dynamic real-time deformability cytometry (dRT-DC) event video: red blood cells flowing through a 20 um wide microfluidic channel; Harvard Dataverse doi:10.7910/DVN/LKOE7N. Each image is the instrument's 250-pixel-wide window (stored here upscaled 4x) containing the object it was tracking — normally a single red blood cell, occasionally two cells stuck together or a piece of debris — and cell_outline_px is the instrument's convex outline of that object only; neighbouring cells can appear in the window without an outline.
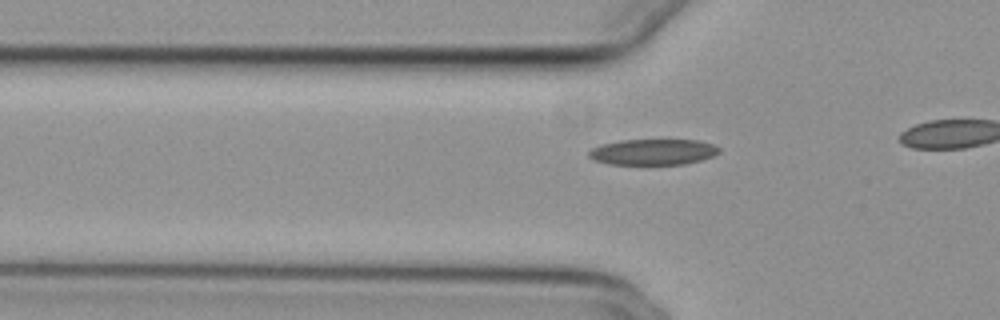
{"species": "common noctule bat (a hibernating species)", "species_latin": "Nyctalus noctula", "temperature_condition": "cold", "stored_images_in_passage": 8, "camera_frame_rate_fps": 3000, "um_per_image_px": 0.085, "animal": {"sex": "female", "body_mass_g": 29.2, "forearm_length_mm": 56.3}, "frame": {"image": 1, "passage_image": 2, "time_ms": 0.333, "image_size_px": [1000, 320], "cell_outline_px": [[720, 152], [712, 156], [700, 160], [684, 164], [608, 164], [592, 160], [588, 156], [588, 152], [592, 148], [604, 144], [620, 140], [700, 140], [712, 144], [720, 148]], "centroid_in_image_um": [55.5, 12.92], "position_along_channel_um": 70.3, "area_um2": 19.59}}
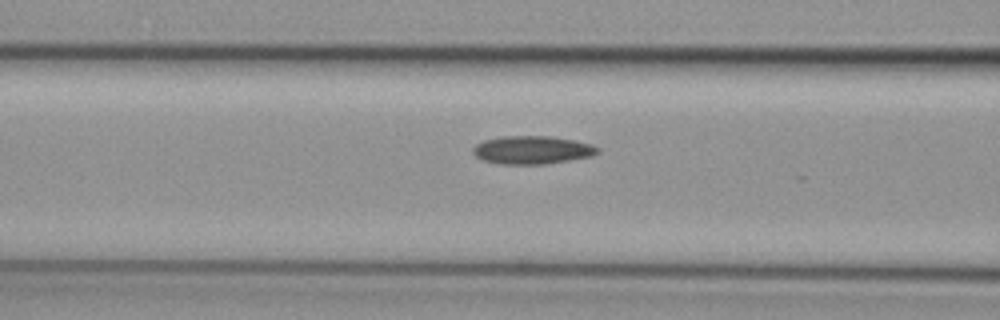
{"frame": {"image": 2, "passage_image": 6, "time_ms": 1.667, "image_size_px": [1000, 320], "cell_outline_px": [[600, 152], [592, 156], [544, 164], [500, 164], [484, 160], [476, 156], [472, 152], [472, 148], [476, 144], [484, 140], [500, 136], [552, 136], [576, 140], [592, 144], [600, 148]], "centroid_in_image_um": [45.26, 12.73], "position_along_channel_um": 121.3, "area_um2": 20.58}}